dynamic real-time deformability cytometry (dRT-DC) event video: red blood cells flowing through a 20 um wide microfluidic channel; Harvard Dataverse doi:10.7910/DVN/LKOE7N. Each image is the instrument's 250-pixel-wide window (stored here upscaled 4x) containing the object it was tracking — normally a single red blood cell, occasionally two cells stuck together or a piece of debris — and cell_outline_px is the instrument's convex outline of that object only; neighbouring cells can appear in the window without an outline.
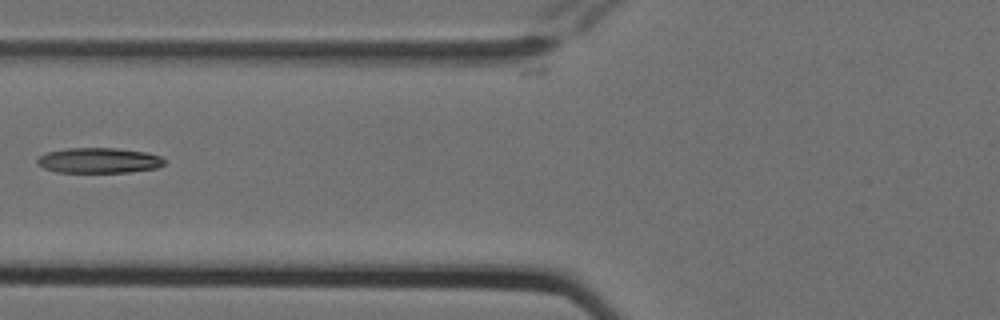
{"species": "Egyptian fruit bat (a non-hibernating species)", "species_latin": "Rousettus aegyptiacus", "temperature_condition": "cold", "stored_images_in_passage": 9, "camera_frame_rate_fps": 3000, "um_per_image_px": 0.085, "animal": {"sex": "female"}, "frame": {"image": 1, "passage_image": 8, "time_ms": 2.333, "image_size_px": [1000, 320], "cell_outline_px": [[164, 164], [156, 168], [132, 172], [56, 172], [44, 168], [36, 164], [36, 160], [40, 156], [48, 152], [68, 148], [116, 148], [144, 152], [160, 156], [164, 160]], "centroid_in_image_um": [8.38, 13.64], "position_along_channel_um": 117.4, "area_um2": 18.67}}